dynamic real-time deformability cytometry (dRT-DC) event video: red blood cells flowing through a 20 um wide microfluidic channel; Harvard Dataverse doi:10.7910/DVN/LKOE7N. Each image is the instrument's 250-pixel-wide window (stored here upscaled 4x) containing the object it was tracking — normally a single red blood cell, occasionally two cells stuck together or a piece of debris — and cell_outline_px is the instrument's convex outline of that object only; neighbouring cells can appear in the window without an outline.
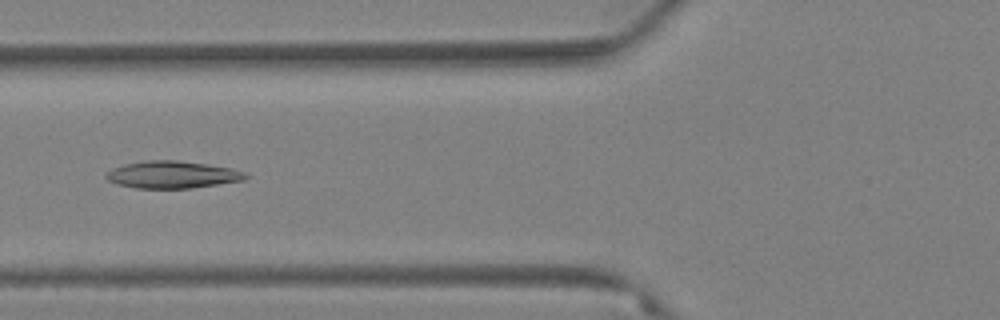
{"species": "Egyptian fruit bat (a non-hibernating species)", "species_latin": "Rousettus aegyptiacus", "temperature_condition": "warm", "stored_images_in_passage": 62, "camera_frame_rate_fps": 3000, "um_per_image_px": 0.085, "animal": {"sex": "female"}, "frame": {"image": 1, "passage_image": 25, "time_ms": 8.0, "image_size_px": [1000, 320], "cell_outline_px": [[252, 176], [244, 180], [192, 188], [136, 188], [116, 184], [108, 180], [104, 176], [112, 168], [124, 164], [144, 160], [176, 160], [208, 164], [232, 168], [244, 172]], "centroid_in_image_um": [14.66, 14.84], "position_along_channel_um": 111.1, "area_um2": 22.25}}
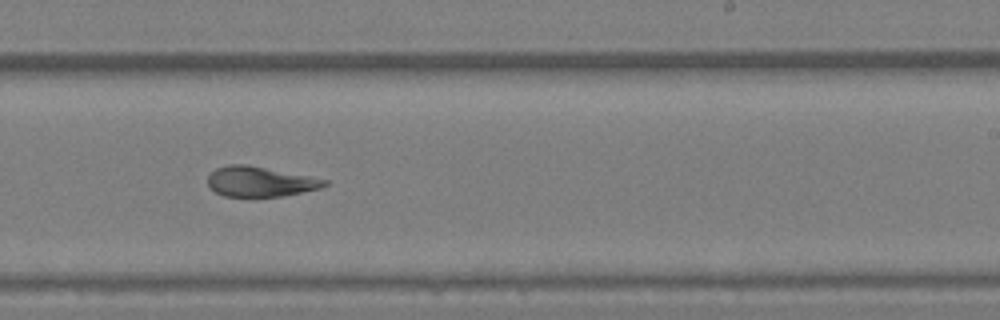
{"frame": {"image": 2, "passage_image": 39, "time_ms": 12.667, "image_size_px": [1000, 320], "cell_outline_px": [[328, 184], [320, 188], [284, 196], [224, 196], [208, 188], [208, 176], [216, 168], [228, 164], [248, 164], [328, 180]], "centroid_in_image_um": [22.08, 15.43], "position_along_channel_um": 266.9, "area_um2": 20.4}}
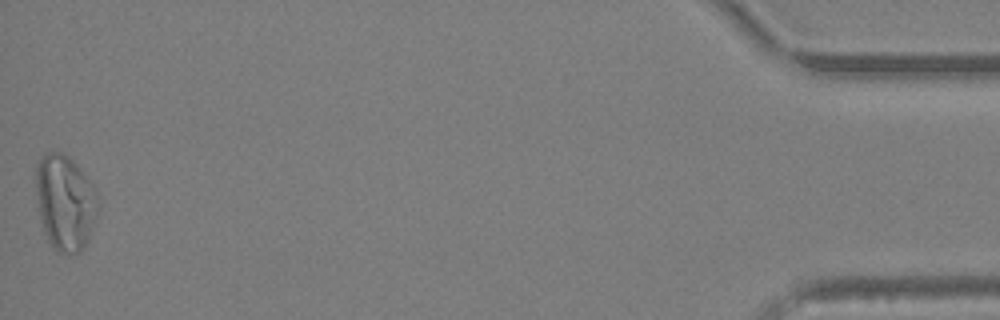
{"frame": {"image": 3, "passage_image": 62, "time_ms": 20.333, "image_size_px": [1000, 320], "cell_outline_px": [[100, 208], [88, 240], [80, 252], [56, 252], [52, 248], [44, 232], [40, 220], [36, 192], [36, 164], [44, 152], [64, 152], [80, 168], [92, 184], [96, 192], [100, 204]], "centroid_in_image_um": [5.54, 17.19], "position_along_channel_um": 429.7, "area_um2": 34.91}, "authors_computed_cell_mechanics": {"area_um2": 24.7095, "velocity_mm_per_s": 3.3446, "shape_relaxation_time_tau1_ms": null, "shape_relaxation_time_tau2_ms": 4.1238, "deformation_change_tau1": null, "deformation_change_tau2": 0.1137}}